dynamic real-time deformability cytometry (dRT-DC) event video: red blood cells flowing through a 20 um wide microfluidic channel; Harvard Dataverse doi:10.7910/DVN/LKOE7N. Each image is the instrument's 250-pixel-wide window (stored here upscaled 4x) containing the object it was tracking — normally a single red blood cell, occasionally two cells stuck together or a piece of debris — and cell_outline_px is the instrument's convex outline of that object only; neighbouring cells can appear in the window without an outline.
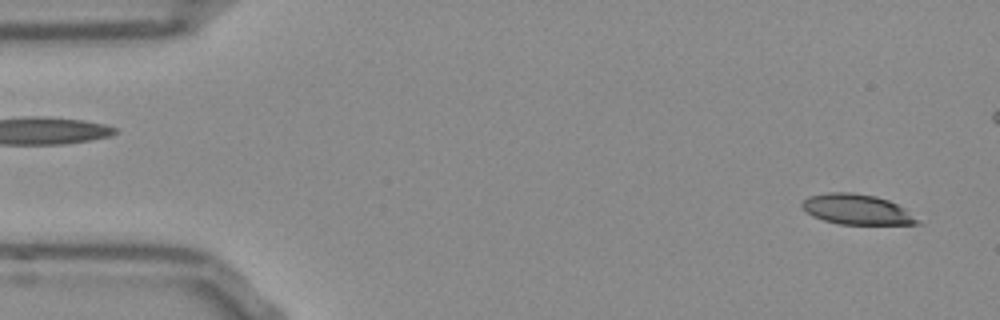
{"species": "Egyptian fruit bat (a non-hibernating species)", "species_latin": "Rousettus aegyptiacus", "temperature_condition": "room temperature", "stored_images_in_passage": 53, "camera_frame_rate_fps": 3000, "um_per_image_px": 0.085, "frame": {"image": 1, "passage_image": 2, "time_ms": 0.333, "image_size_px": [1000, 320], "cell_outline_px": [[920, 224], [840, 224], [824, 220], [812, 216], [800, 204], [808, 196], [828, 192], [852, 192], [876, 196], [888, 200], [904, 208], [920, 220]], "centroid_in_image_um": [72.83, 17.79], "position_along_channel_um": 12.2, "area_um2": 20.23}}
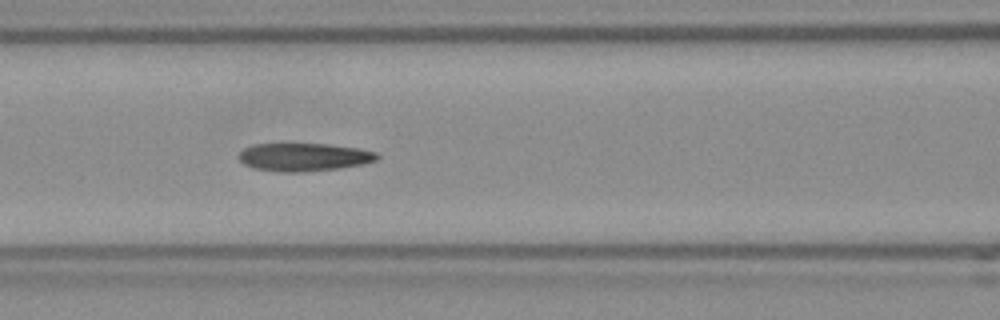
{"frame": {"image": 2, "passage_image": 21, "time_ms": 6.667, "image_size_px": [1000, 320], "cell_outline_px": [[380, 156], [376, 160], [364, 164], [340, 168], [304, 172], [276, 172], [252, 168], [244, 164], [236, 156], [244, 148], [252, 144], [328, 144], [360, 148], [376, 152]], "centroid_in_image_um": [25.82, 13.36], "position_along_channel_um": 140.8, "area_um2": 22.89}}
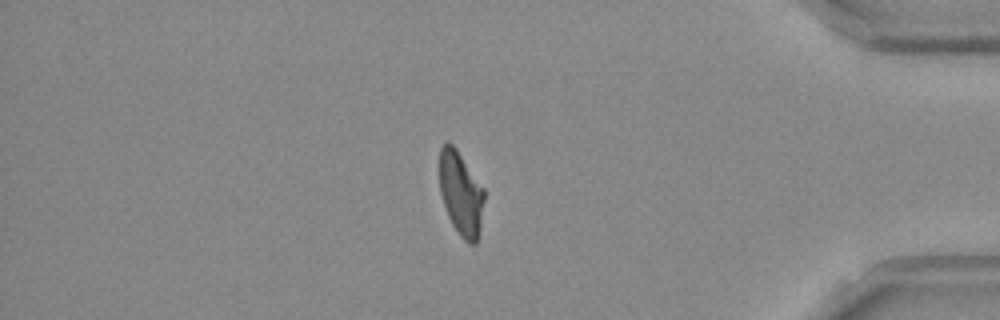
{"frame": {"image": 3, "passage_image": 44, "time_ms": 14.333, "image_size_px": [1000, 320], "cell_outline_px": [[484, 200], [480, 224], [476, 244], [468, 244], [460, 236], [452, 224], [448, 216], [440, 192], [440, 148], [448, 140], [456, 148], [484, 188]], "centroid_in_image_um": [39.17, 16.44], "position_along_channel_um": 396.0, "area_um2": 21.68}, "authors_computed_cell_mechanics": {"area_um2": 22.5998, "velocity_mm_per_s": 3.8034, "shape_relaxation_time_tau1_ms": null, "shape_relaxation_time_tau2_ms": 3.1145, "deformation_change_tau1": null, "deformation_change_tau2": 0.1177}}